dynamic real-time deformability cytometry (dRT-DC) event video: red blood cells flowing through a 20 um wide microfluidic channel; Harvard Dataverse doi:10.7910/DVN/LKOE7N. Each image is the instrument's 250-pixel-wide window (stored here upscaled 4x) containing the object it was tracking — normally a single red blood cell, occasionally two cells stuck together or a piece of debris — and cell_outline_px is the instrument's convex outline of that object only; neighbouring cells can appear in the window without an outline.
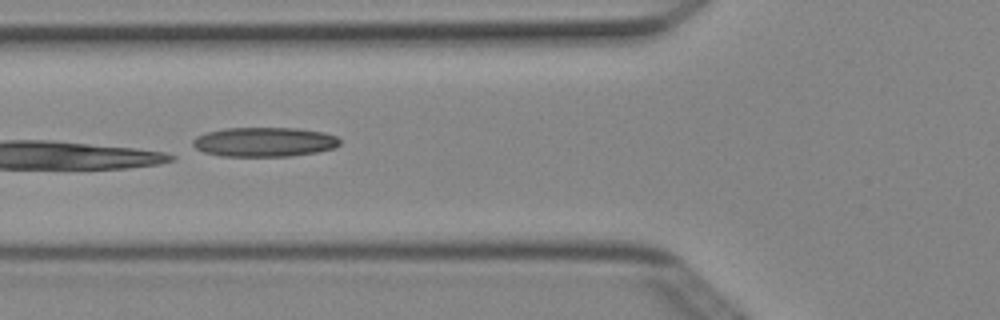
{"species": "Egyptian fruit bat (a non-hibernating species)", "species_latin": "Rousettus aegyptiacus", "temperature_condition": "cold", "stored_images_in_passage": 8, "camera_frame_rate_fps": 3000, "um_per_image_px": 0.085, "animal": {"sex": "female"}, "frame": {"image": 1, "passage_image": 6, "time_ms": 1.667, "image_size_px": [1000, 320], "cell_outline_px": [[340, 144], [336, 148], [316, 152], [288, 156], [220, 156], [204, 152], [196, 148], [192, 144], [192, 140], [196, 136], [208, 132], [224, 128], [296, 128], [324, 132], [336, 136], [340, 140]], "centroid_in_image_um": [22.47, 12.06], "position_along_channel_um": 103.3, "area_um2": 25.26}}
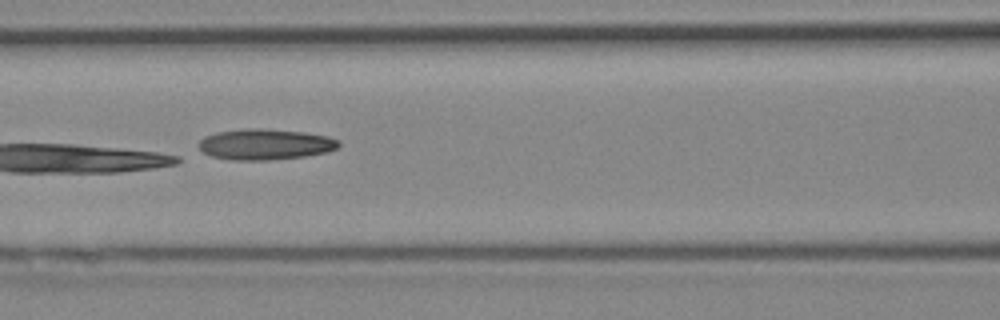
{"frame": {"image": 2, "passage_image": 7, "time_ms": 2.0, "image_size_px": [1000, 320], "cell_outline_px": [[340, 144], [336, 148], [328, 152], [304, 156], [268, 160], [236, 160], [212, 156], [204, 152], [200, 148], [200, 140], [204, 136], [216, 132], [244, 128], [264, 128], [304, 132], [328, 136], [340, 140]], "centroid_in_image_um": [22.57, 12.25], "position_along_channel_um": 144.0, "area_um2": 25.14}}
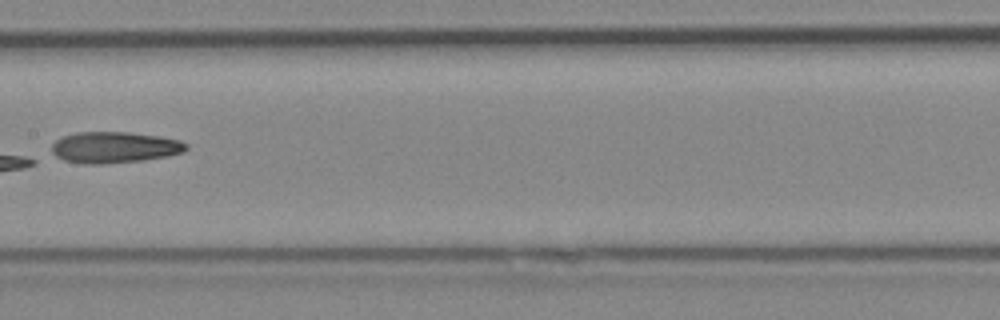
{"frame": {"image": 3, "passage_image": 8, "time_ms": 2.333, "image_size_px": [1000, 320], "cell_outline_px": [[188, 148], [184, 152], [168, 156], [144, 160], [100, 164], [84, 164], [64, 160], [56, 156], [52, 152], [52, 144], [60, 136], [76, 132], [128, 132], [160, 136], [180, 140], [188, 144]], "centroid_in_image_um": [9.73, 12.52], "position_along_channel_um": 197.7, "area_um2": 24.68}}